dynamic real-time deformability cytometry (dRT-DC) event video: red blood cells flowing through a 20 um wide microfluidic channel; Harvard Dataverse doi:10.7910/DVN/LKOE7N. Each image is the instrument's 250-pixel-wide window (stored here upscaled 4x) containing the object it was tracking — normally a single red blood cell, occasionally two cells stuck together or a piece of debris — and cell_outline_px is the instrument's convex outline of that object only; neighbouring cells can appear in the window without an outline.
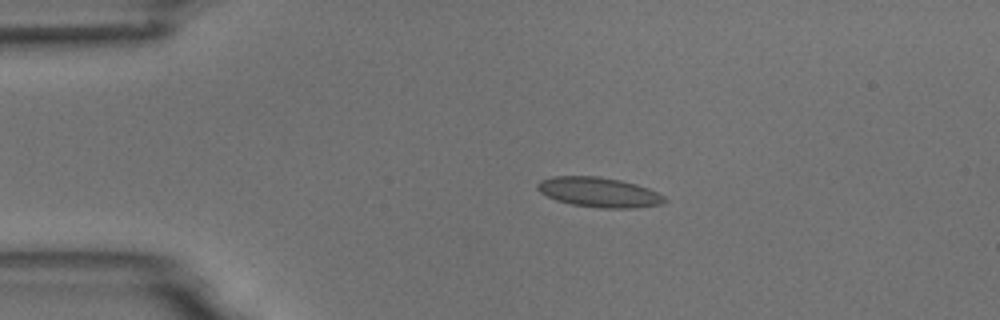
{"species": "common noctule bat (a hibernating species)", "species_latin": "Nyctalus noctula", "temperature_condition": "room temperature", "stored_images_in_passage": 3, "camera_frame_rate_fps": 3000, "um_per_image_px": 0.085, "animal": {"sex": "male", "body_mass_g": 18.8}, "frame": {"image": 1, "passage_image": 2, "time_ms": 1.0, "image_size_px": [1000, 320], "cell_outline_px": [[668, 200], [660, 204], [632, 208], [600, 208], [572, 204], [556, 200], [540, 192], [536, 188], [536, 184], [540, 180], [552, 176], [600, 176], [620, 180], [636, 184], [648, 188], [664, 196]], "centroid_in_image_um": [50.88, 16.33], "position_along_channel_um": 34.1, "area_um2": 22.08}}